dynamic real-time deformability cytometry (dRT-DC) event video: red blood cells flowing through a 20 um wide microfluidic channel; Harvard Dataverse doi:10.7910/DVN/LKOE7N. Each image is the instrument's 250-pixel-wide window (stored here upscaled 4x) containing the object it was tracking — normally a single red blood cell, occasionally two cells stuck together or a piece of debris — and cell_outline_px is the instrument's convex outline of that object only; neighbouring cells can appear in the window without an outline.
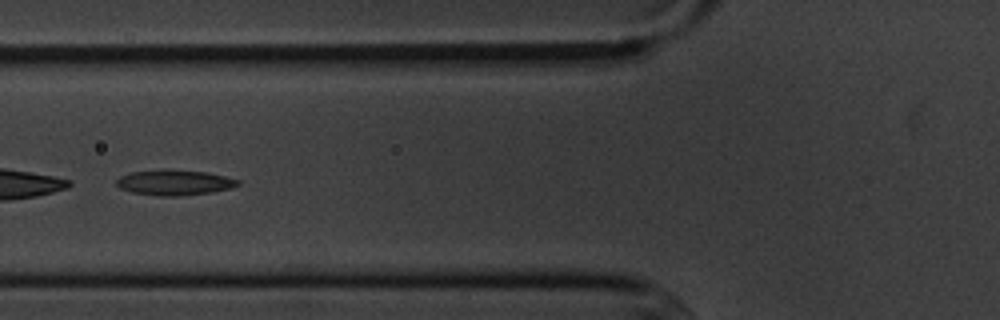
{"species": "common noctule bat (a hibernating species)", "species_latin": "Nyctalus noctula", "temperature_condition": "cold", "stored_images_in_passage": 6, "camera_frame_rate_fps": 3000, "um_per_image_px": 0.085, "animal": {"sex": "male", "body_mass_g": 20.1, "forearm_length_mm": 53.5}, "frame": {"image": 1, "passage_image": 6, "time_ms": 5.667, "image_size_px": [1000, 320], "cell_outline_px": [[240, 184], [232, 188], [212, 192], [180, 196], [156, 196], [132, 192], [120, 188], [116, 184], [116, 180], [120, 176], [132, 172], [164, 168], [204, 172], [224, 176], [240, 180]], "centroid_in_image_um": [14.82, 15.51], "position_along_channel_um": 111.0, "area_um2": 18.15}}